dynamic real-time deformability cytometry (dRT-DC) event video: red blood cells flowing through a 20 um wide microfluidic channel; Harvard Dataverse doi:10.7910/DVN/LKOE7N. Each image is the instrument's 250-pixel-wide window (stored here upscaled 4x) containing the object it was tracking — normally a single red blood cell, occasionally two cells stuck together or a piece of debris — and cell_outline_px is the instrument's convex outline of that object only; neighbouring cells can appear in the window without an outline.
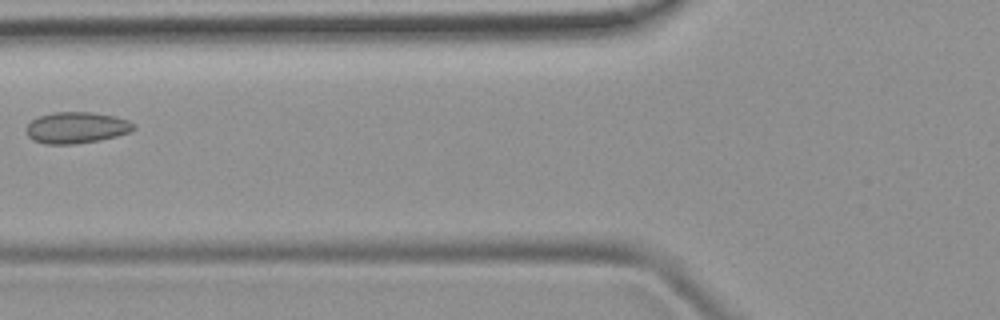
{"species": "common noctule bat (a hibernating species)", "species_latin": "Nyctalus noctula", "temperature_condition": "room temperature", "stored_images_in_passage": 7, "camera_frame_rate_fps": 3000, "um_per_image_px": 0.085, "animal": {"sex": "female", "body_mass_g": 19.9}, "frame": {"image": 1, "passage_image": 5, "time_ms": 5.667, "image_size_px": [1000, 320], "cell_outline_px": [[136, 128], [128, 132], [116, 136], [100, 140], [72, 144], [44, 144], [32, 140], [28, 136], [28, 124], [32, 120], [40, 116], [52, 112], [92, 112], [116, 116], [128, 120], [136, 124]], "centroid_in_image_um": [6.53, 10.84], "position_along_channel_um": 119.3, "area_um2": 19.59}}
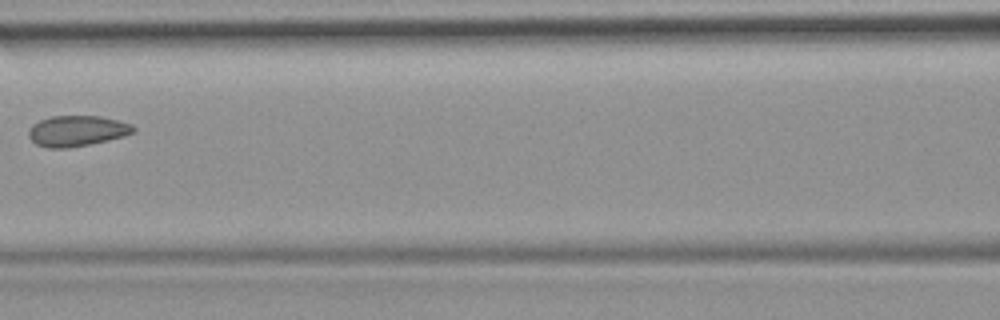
{"frame": {"image": 2, "passage_image": 6, "time_ms": 6.667, "image_size_px": [1000, 320], "cell_outline_px": [[136, 132], [124, 136], [108, 140], [68, 148], [48, 148], [36, 144], [28, 136], [28, 128], [32, 124], [40, 120], [52, 116], [100, 116], [132, 124], [136, 128]], "centroid_in_image_um": [6.53, 11.12], "position_along_channel_um": 160.1, "area_um2": 18.79}}
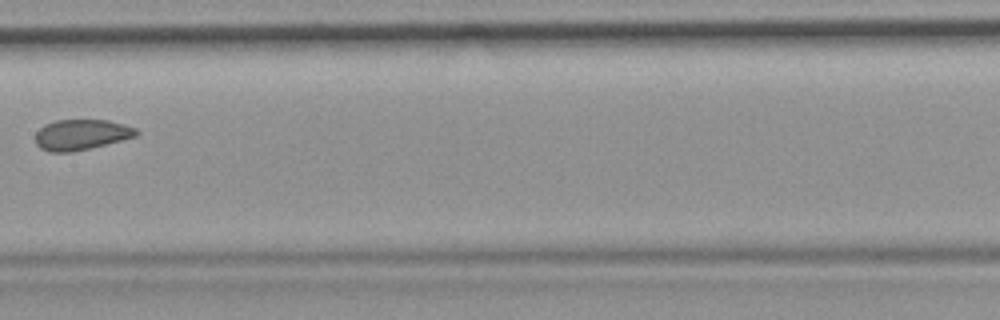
{"frame": {"image": 3, "passage_image": 7, "time_ms": 7.667, "image_size_px": [1000, 320], "cell_outline_px": [[140, 132], [136, 136], [72, 152], [48, 152], [40, 148], [36, 144], [36, 132], [44, 124], [56, 120], [108, 120], [124, 124], [136, 128]], "centroid_in_image_um": [6.88, 11.44], "position_along_channel_um": 200.5, "area_um2": 17.86}}